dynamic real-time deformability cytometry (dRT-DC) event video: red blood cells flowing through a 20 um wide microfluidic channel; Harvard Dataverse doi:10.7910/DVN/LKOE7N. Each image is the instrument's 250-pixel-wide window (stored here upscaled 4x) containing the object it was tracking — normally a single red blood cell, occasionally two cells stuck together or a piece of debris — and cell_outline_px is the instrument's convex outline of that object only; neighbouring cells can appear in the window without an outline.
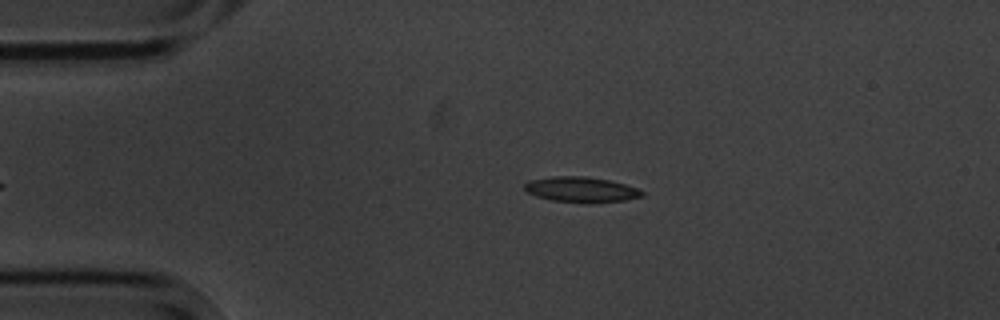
{"species": "common noctule bat (a hibernating species)", "species_latin": "Nyctalus noctula", "temperature_condition": "cold", "stored_images_in_passage": 2, "camera_frame_rate_fps": 3000, "um_per_image_px": 0.085, "animal": {"sex": "male", "body_mass_g": 20.1, "forearm_length_mm": 53.5}, "frame": {"image": 1, "passage_image": 1, "time_ms": 0.0, "image_size_px": [1000, 320], "cell_outline_px": [[644, 196], [624, 200], [596, 204], [588, 204], [552, 200], [536, 196], [528, 192], [524, 188], [524, 184], [528, 180], [552, 176], [588, 176], [608, 180], [624, 184], [636, 188], [644, 192]], "centroid_in_image_um": [49.39, 16.12], "position_along_channel_um": 35.6, "area_um2": 17.63}}